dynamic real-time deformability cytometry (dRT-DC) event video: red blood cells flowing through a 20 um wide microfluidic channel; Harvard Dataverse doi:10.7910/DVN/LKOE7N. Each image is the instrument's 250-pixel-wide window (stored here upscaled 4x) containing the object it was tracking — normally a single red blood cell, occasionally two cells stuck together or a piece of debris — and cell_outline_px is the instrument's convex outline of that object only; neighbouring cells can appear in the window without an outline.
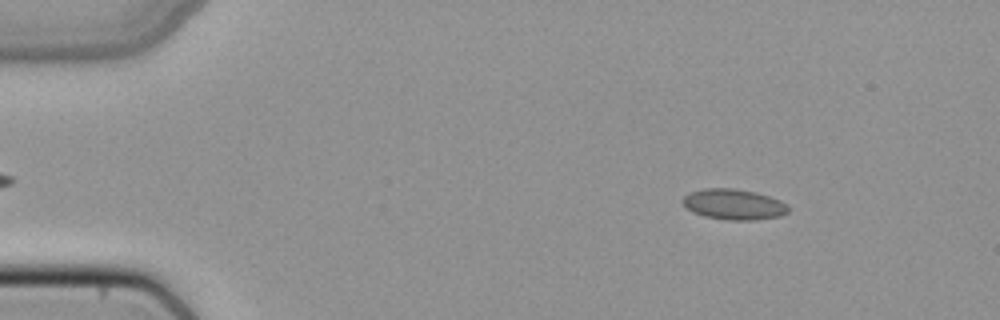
{"species": "common noctule bat (a hibernating species)", "species_latin": "Nyctalus noctula", "temperature_condition": "cold", "stored_images_in_passage": 16, "camera_frame_rate_fps": 3000, "um_per_image_px": 0.085, "animal": {"sex": "female", "body_mass_g": 22.7, "forearm_length_mm": 54.2}, "frame": {"image": 1, "passage_image": 7, "time_ms": 2.0, "image_size_px": [1000, 320], "cell_outline_px": [[788, 212], [780, 216], [756, 220], [728, 220], [704, 216], [692, 212], [680, 200], [684, 196], [692, 192], [704, 188], [736, 188], [756, 192], [780, 200], [788, 204]], "centroid_in_image_um": [62.38, 17.37], "position_along_channel_um": 22.6, "area_um2": 18.9}}